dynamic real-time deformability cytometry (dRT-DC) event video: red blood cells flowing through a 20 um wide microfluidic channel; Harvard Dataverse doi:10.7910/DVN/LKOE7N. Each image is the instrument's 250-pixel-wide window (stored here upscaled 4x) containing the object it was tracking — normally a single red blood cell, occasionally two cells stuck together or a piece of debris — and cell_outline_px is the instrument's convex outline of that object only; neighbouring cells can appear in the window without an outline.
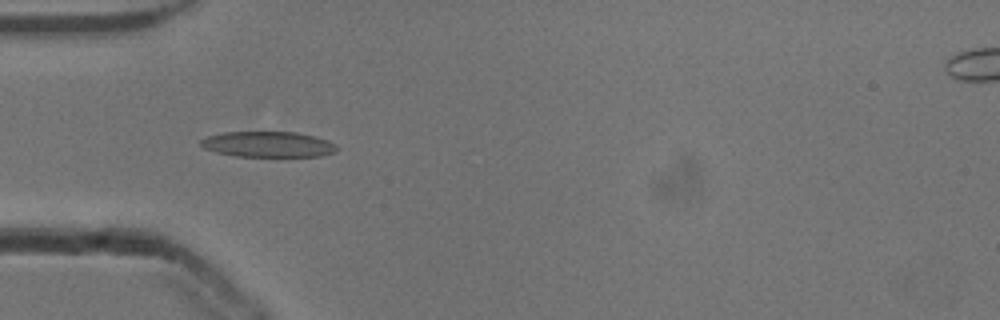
{"species": "common noctule bat (a hibernating species)", "species_latin": "Nyctalus noctula", "temperature_condition": "cold", "stored_images_in_passage": 14, "camera_frame_rate_fps": 3000, "um_per_image_px": 0.085, "animal": {"sex": "male", "body_mass_g": 13.3}, "frame": {"image": 1, "passage_image": 5, "time_ms": 1.333, "image_size_px": [1000, 320], "cell_outline_px": [[336, 148], [332, 152], [320, 156], [236, 156], [216, 152], [204, 148], [200, 144], [200, 140], [208, 136], [224, 132], [296, 132], [316, 136], [328, 140], [336, 144]], "centroid_in_image_um": [22.77, 12.26], "position_along_channel_um": 62.2, "area_um2": 20.17}}